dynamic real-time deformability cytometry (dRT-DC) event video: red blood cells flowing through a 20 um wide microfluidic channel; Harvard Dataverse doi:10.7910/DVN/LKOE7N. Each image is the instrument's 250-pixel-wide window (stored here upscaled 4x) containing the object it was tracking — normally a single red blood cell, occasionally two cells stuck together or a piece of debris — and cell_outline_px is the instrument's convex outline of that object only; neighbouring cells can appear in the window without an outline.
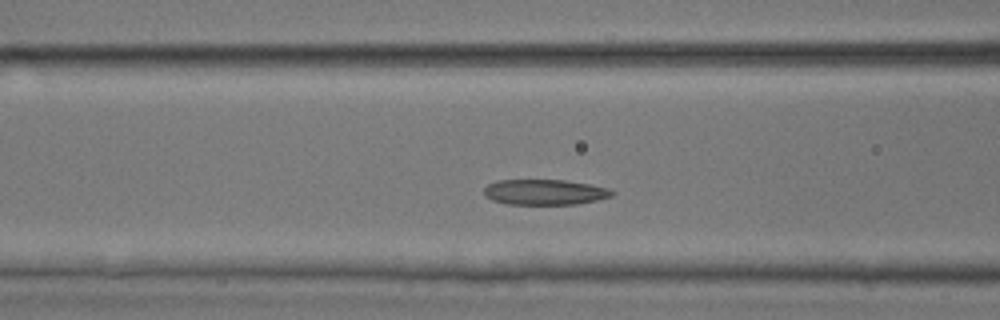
{"species": "common noctule bat (a hibernating species)", "species_latin": "Nyctalus noctula", "temperature_condition": "room temperature", "stored_images_in_passage": 40, "camera_frame_rate_fps": 3000, "um_per_image_px": 0.085, "animal": {"sex": "male", "body_mass_g": 17.9, "forearm_length_mm": 54.2}, "frame": {"image": 1, "passage_image": 12, "time_ms": 3.667, "image_size_px": [1000, 320], "cell_outline_px": [[616, 192], [612, 196], [596, 200], [576, 204], [508, 204], [492, 200], [484, 196], [484, 188], [488, 184], [496, 180], [564, 180], [588, 184], [608, 188]], "centroid_in_image_um": [46.28, 16.33], "position_along_channel_um": 120.3, "area_um2": 18.96}}
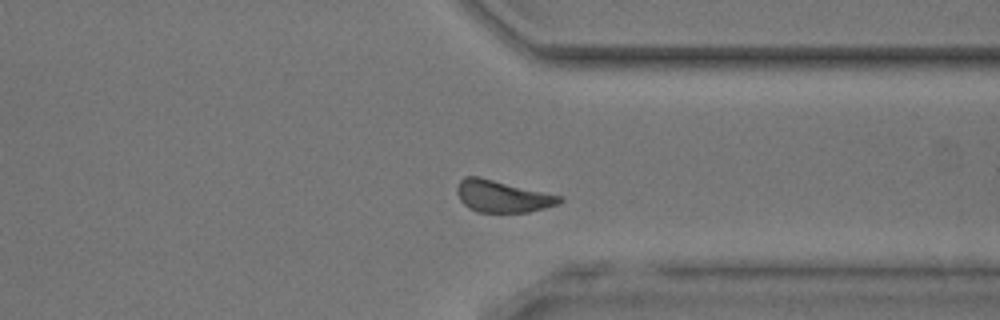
{"frame": {"image": 2, "passage_image": 29, "time_ms": 9.333, "image_size_px": [1000, 320], "cell_outline_px": [[564, 200], [556, 204], [544, 208], [528, 212], [476, 212], [468, 208], [460, 200], [456, 192], [456, 188], [460, 180], [464, 176], [480, 176], [564, 196]], "centroid_in_image_um": [42.69, 16.67], "position_along_channel_um": 368.7, "area_um2": 19.36}}